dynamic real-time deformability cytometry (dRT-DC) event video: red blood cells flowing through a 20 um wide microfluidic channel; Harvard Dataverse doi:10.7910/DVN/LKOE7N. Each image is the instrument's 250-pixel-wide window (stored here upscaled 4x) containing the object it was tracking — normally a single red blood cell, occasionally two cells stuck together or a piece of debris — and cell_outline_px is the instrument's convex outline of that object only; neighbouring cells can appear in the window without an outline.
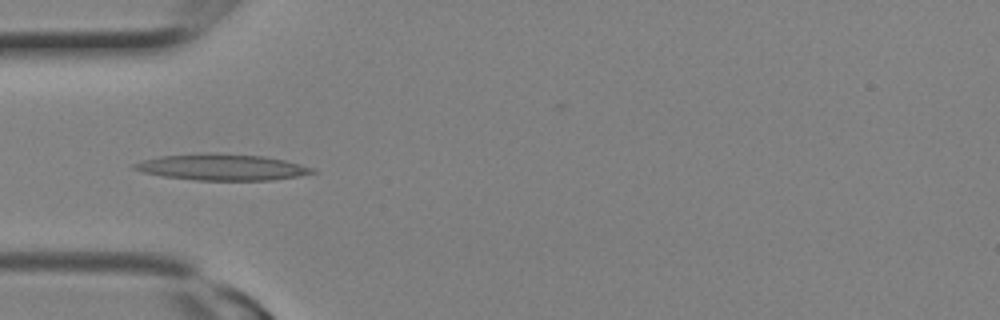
{"species": "Egyptian fruit bat (a non-hibernating species)", "species_latin": "Rousettus aegyptiacus", "temperature_condition": "room temperature", "stored_images_in_passage": 5, "camera_frame_rate_fps": 3000, "um_per_image_px": 0.085, "animal": {"sex": "female"}, "frame": {"image": 1, "passage_image": 4, "time_ms": 1.0, "image_size_px": [1000, 320], "cell_outline_px": [[316, 172], [296, 176], [272, 180], [196, 180], [164, 176], [144, 172], [132, 168], [132, 164], [144, 160], [160, 156], [264, 156], [284, 160], [300, 164], [312, 168]], "centroid_in_image_um": [18.89, 14.26], "position_along_channel_um": 66.1, "area_um2": 25.49}}